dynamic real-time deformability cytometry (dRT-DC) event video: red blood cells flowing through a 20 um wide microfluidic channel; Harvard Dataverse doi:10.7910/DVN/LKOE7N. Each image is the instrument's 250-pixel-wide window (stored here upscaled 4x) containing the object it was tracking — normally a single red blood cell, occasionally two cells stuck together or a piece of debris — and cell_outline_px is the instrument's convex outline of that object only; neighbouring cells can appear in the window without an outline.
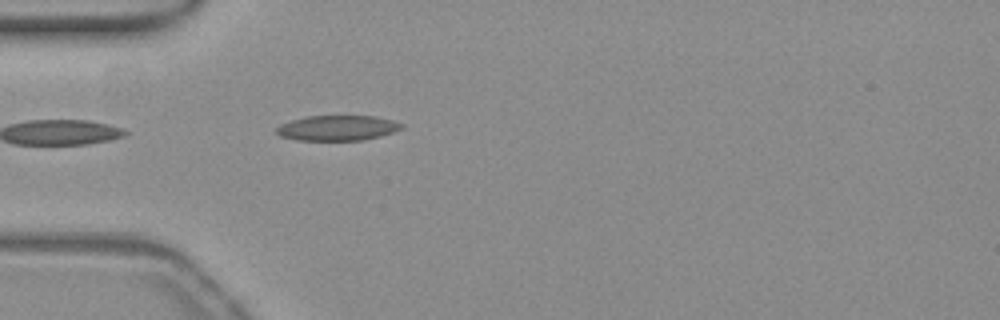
{"species": "common noctule bat (a hibernating species)", "species_latin": "Nyctalus noctula", "temperature_condition": "warm", "stored_images_in_passage": 14, "camera_frame_rate_fps": 3000, "um_per_image_px": 0.085, "animal": {"sex": "female", "body_mass_g": 19.3, "forearm_length_mm": 54.1}, "frame": {"image": 1, "passage_image": 1, "time_ms": 0.0, "image_size_px": [1000, 320], "cell_outline_px": [[404, 128], [380, 136], [360, 140], [296, 140], [280, 136], [276, 132], [276, 128], [280, 124], [292, 120], [308, 116], [376, 116], [392, 120], [404, 124]], "centroid_in_image_um": [28.69, 10.87], "position_along_channel_um": 56.3, "area_um2": 18.32}}